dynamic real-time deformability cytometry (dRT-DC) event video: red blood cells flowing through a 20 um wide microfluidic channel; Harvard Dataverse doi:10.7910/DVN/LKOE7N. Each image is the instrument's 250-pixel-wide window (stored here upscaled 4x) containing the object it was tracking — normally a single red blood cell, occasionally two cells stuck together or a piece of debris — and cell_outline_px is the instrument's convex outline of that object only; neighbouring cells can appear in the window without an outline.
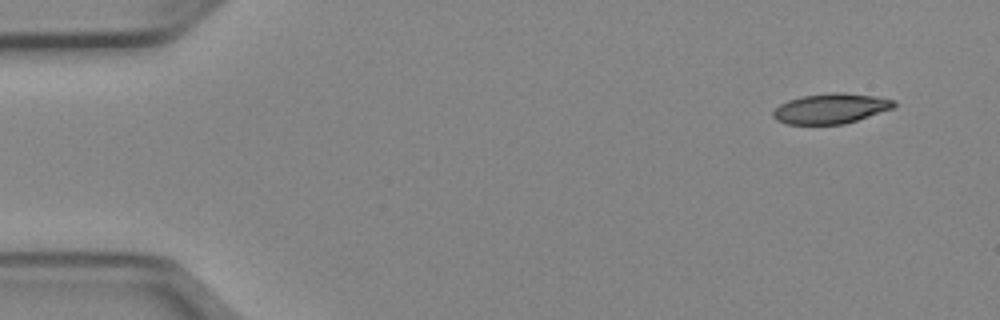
{"species": "Egyptian fruit bat (a non-hibernating species)", "species_latin": "Rousettus aegyptiacus", "temperature_condition": "cold", "stored_images_in_passage": 48, "camera_frame_rate_fps": 3000, "um_per_image_px": 0.085, "animal": {"sex": "female"}, "frame": {"image": 1, "passage_image": 1, "time_ms": 0.0, "image_size_px": [1000, 320], "cell_outline_px": [[896, 104], [892, 108], [844, 124], [784, 124], [776, 120], [772, 116], [772, 112], [780, 104], [788, 100], [804, 96], [832, 92], [844, 92], [876, 96], [896, 100]], "centroid_in_image_um": [70.6, 9.22], "position_along_channel_um": 14.4, "area_um2": 21.15}}
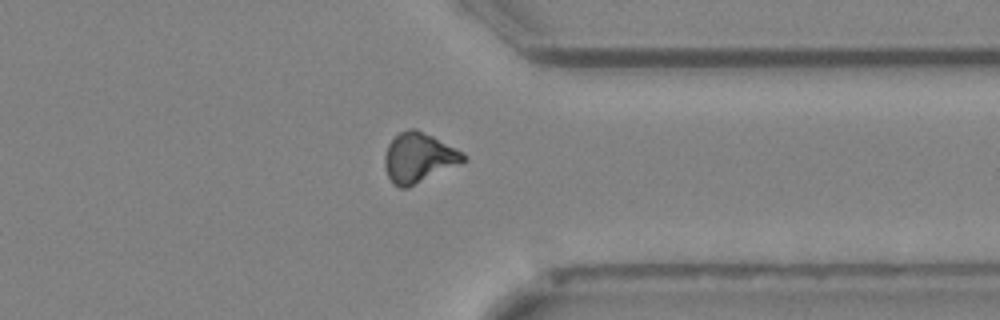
{"frame": {"image": 2, "passage_image": 37, "time_ms": 12.0, "image_size_px": [1000, 320], "cell_outline_px": [[468, 160], [460, 164], [408, 188], [400, 188], [392, 184], [388, 176], [384, 164], [384, 156], [388, 144], [400, 132], [408, 128], [416, 128], [464, 152], [468, 156]], "centroid_in_image_um": [35.6, 13.42], "position_along_channel_um": 375.8, "area_um2": 23.0}}
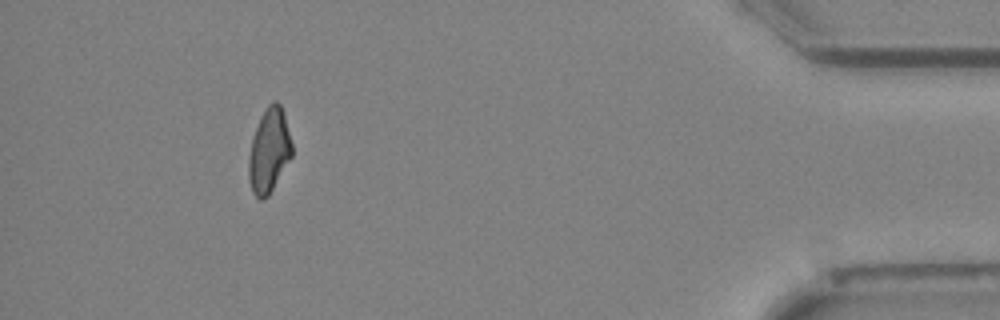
{"frame": {"image": 3, "passage_image": 44, "time_ms": 14.333, "image_size_px": [1000, 320], "cell_outline_px": [[292, 156], [268, 196], [264, 200], [260, 200], [252, 192], [248, 180], [248, 160], [252, 140], [260, 116], [268, 104], [272, 100], [276, 100], [280, 104], [284, 112], [292, 144]], "centroid_in_image_um": [22.87, 12.8], "position_along_channel_um": 412.3, "area_um2": 21.33}, "authors_computed_cell_mechanics": {"area_um2": 22.1952, "velocity_mm_per_s": 3.9838, "shape_relaxation_time_tau1_ms": 10.808, "shape_relaxation_time_tau2_ms": null, "deformation_change_tau1": 0.2501, "deformation_change_tau2": null}}